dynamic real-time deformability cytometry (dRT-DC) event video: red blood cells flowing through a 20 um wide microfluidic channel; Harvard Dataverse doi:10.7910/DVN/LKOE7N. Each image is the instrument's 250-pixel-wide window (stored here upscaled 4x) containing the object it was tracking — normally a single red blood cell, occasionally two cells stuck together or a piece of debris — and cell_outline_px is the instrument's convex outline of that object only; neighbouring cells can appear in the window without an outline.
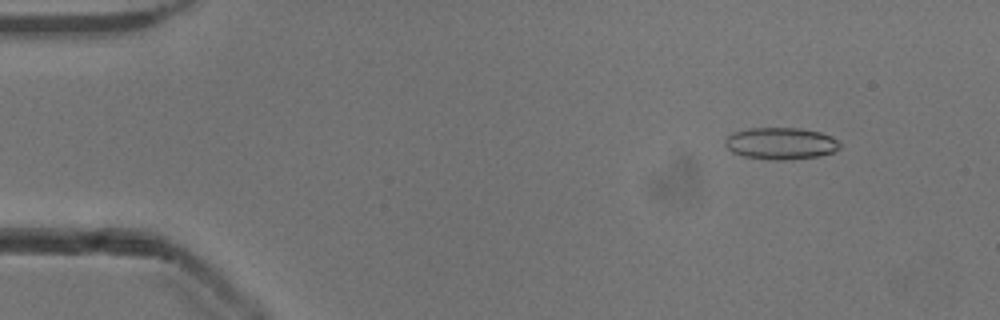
{"species": "common noctule bat (a hibernating species)", "species_latin": "Nyctalus noctula", "temperature_condition": "cold", "stored_images_in_passage": 52, "camera_frame_rate_fps": 3000, "um_per_image_px": 0.085, "animal": {"sex": "male", "body_mass_g": 13.3}, "frame": {"image": 1, "passage_image": 6, "time_ms": 1.667, "image_size_px": [1000, 320], "cell_outline_px": [[840, 148], [832, 152], [820, 156], [788, 160], [776, 160], [744, 156], [732, 152], [724, 144], [724, 140], [732, 132], [748, 128], [800, 128], [820, 132], [832, 136], [840, 140]], "centroid_in_image_um": [66.38, 12.18], "position_along_channel_um": 18.6, "area_um2": 21.5}}
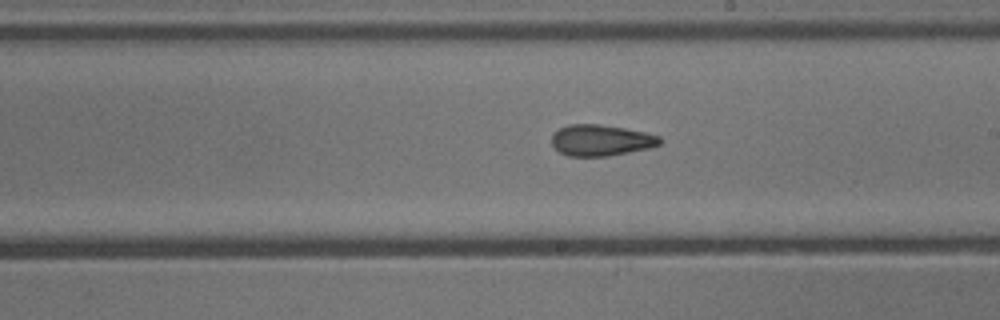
{"frame": {"image": 2, "passage_image": 30, "time_ms": 9.667, "image_size_px": [1000, 320], "cell_outline_px": [[660, 144], [648, 148], [608, 156], [568, 156], [560, 152], [552, 144], [552, 132], [568, 124], [600, 124], [624, 128], [644, 132], [660, 136]], "centroid_in_image_um": [51.05, 11.91], "position_along_channel_um": 238.0, "area_um2": 19.54}}
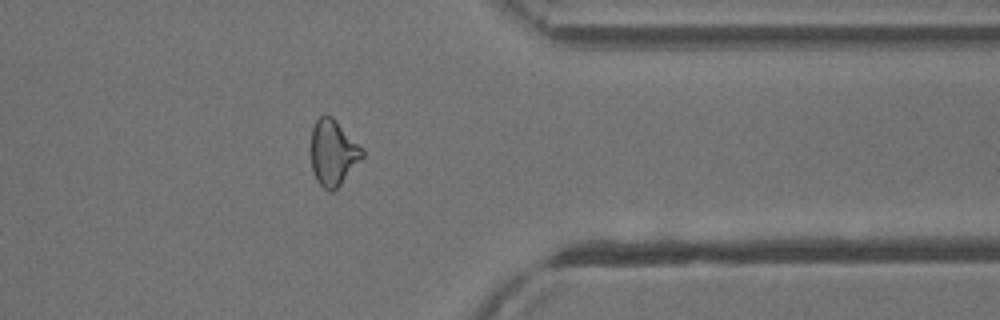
{"frame": {"image": 3, "passage_image": 42, "time_ms": 13.667, "image_size_px": [1000, 320], "cell_outline_px": [[364, 156], [340, 184], [332, 192], [328, 192], [316, 180], [312, 168], [312, 128], [316, 120], [324, 112], [332, 116], [364, 148]], "centroid_in_image_um": [28.33, 12.94], "position_along_channel_um": 383.1, "area_um2": 19.65}, "authors_computed_cell_mechanics": {"area_um2": 20.2878, "velocity_mm_per_s": 3.9217, "shape_relaxation_time_tau1_ms": 11.2502, "shape_relaxation_time_tau2_ms": 2.0387, "deformation_change_tau1": 0.2336, "deformation_change_tau2": 0.1057}}